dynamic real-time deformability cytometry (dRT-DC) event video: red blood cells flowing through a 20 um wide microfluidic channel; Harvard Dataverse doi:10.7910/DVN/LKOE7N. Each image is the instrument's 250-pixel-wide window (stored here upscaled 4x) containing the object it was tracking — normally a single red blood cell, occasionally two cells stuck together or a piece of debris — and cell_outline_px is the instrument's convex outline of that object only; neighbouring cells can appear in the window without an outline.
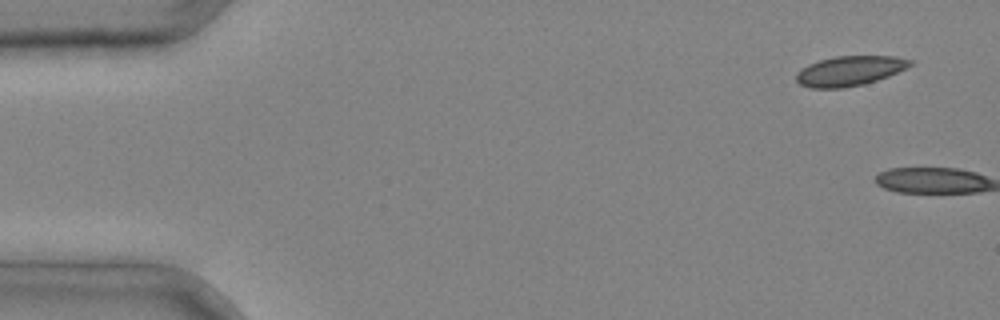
{"species": "common noctule bat (a hibernating species)", "species_latin": "Nyctalus noctula", "temperature_condition": "cold", "stored_images_in_passage": 4, "camera_frame_rate_fps": 3000, "um_per_image_px": 0.085, "animal": {"sex": "male", "body_mass_g": 20.4}, "frame": {"image": 1, "passage_image": 1, "time_ms": 0.0, "image_size_px": [1000, 320], "cell_outline_px": [[916, 64], [888, 76], [864, 84], [844, 88], [808, 88], [800, 84], [796, 80], [796, 72], [800, 68], [808, 64], [820, 60], [836, 56], [896, 56], [916, 60]], "centroid_in_image_um": [72.25, 6.02], "position_along_channel_um": 12.7, "area_um2": 20.11}}